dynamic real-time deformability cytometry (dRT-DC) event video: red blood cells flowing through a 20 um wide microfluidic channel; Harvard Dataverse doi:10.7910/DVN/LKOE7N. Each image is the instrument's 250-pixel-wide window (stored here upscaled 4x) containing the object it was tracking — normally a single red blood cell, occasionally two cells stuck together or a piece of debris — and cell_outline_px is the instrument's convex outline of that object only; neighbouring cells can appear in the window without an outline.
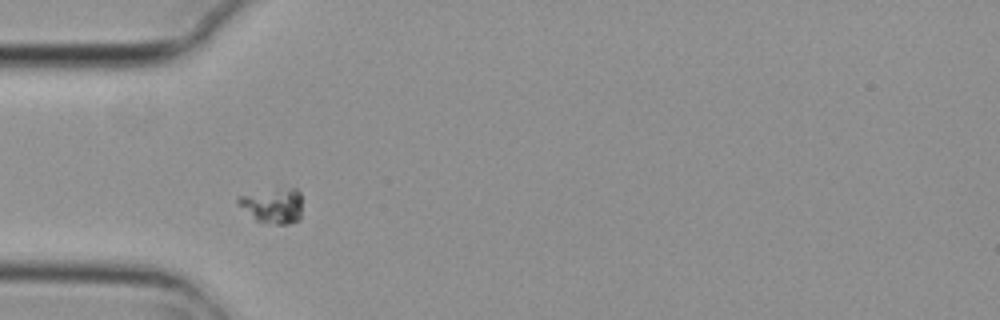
{"species": "common noctule bat (a hibernating species)", "species_latin": "Nyctalus noctula", "temperature_condition": "cold", "stored_images_in_passage": 2, "camera_frame_rate_fps": 3000, "um_per_image_px": 0.085, "animal": {"sex": "female", "body_mass_g": 29.2, "forearm_length_mm": 56.3}, "frame": {"image": 1, "passage_image": 1, "time_ms": 0.0, "image_size_px": [1000, 320], "cell_outline_px": [[300, 220], [288, 224], [276, 224], [256, 220], [236, 204], [236, 196], [276, 188], [296, 188], [300, 192]], "centroid_in_image_um": [23.16, 17.46], "position_along_channel_um": 61.8, "area_um2": 13.24}}